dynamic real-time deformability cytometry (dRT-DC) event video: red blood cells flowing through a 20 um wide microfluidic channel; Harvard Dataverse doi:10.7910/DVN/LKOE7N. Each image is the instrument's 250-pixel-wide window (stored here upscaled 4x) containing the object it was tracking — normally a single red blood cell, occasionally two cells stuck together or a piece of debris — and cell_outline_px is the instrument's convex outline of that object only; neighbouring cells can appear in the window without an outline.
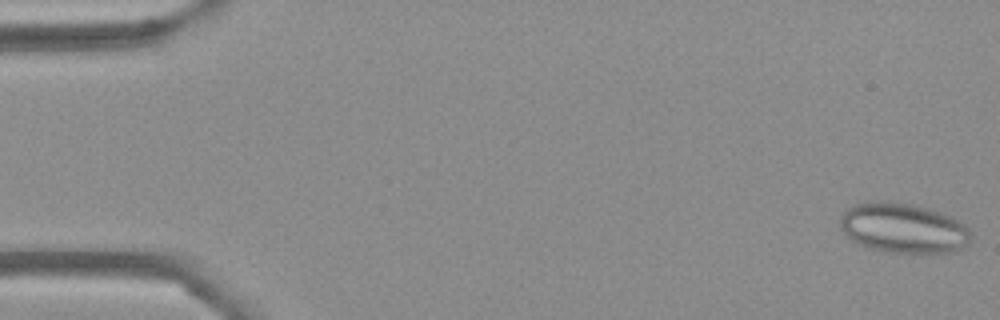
{"species": "Egyptian fruit bat (a non-hibernating species)", "species_latin": "Rousettus aegyptiacus", "temperature_condition": "cold", "stored_images_in_passage": 54, "segment_of_instrument_passage": [1, 2], "camera_frame_rate_fps": 3000, "um_per_image_px": 0.085, "frame": {"image": 1, "passage_image": 1, "time_ms": 0.0, "image_size_px": [1000, 320], "cell_outline_px": [[968, 244], [960, 248], [948, 252], [884, 252], [868, 248], [852, 240], [840, 228], [840, 216], [848, 208], [856, 204], [868, 200], [884, 200], [912, 204], [932, 208], [952, 216], [964, 224], [968, 228]], "centroid_in_image_um": [76.74, 19.35], "position_along_channel_um": 8.3, "area_um2": 38.15}}